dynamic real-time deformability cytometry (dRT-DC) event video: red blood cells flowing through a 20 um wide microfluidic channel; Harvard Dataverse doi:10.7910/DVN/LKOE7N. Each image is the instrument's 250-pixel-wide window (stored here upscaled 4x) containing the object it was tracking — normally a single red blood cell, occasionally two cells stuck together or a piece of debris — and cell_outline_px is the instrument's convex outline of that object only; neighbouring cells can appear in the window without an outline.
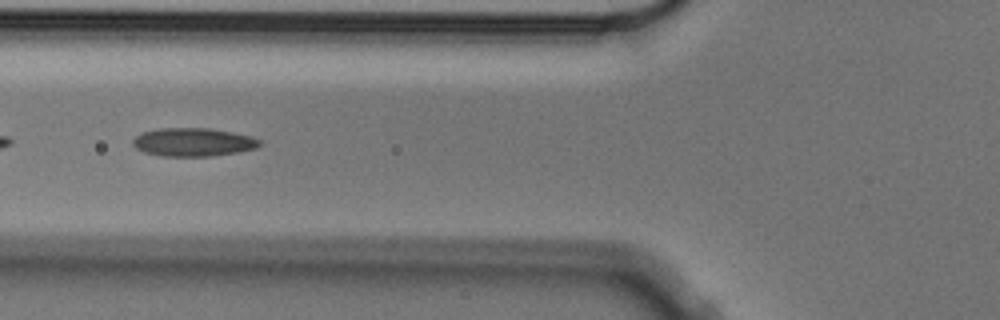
{"species": "Egyptian fruit bat (a non-hibernating species)", "species_latin": "Rousettus aegyptiacus", "temperature_condition": "cold", "stored_images_in_passage": 8, "camera_frame_rate_fps": 3000, "um_per_image_px": 0.085, "animal": {"sex": "male"}, "frame": {"image": 1, "passage_image": 4, "time_ms": 1.0, "image_size_px": [1000, 320], "cell_outline_px": [[260, 144], [256, 148], [240, 152], [212, 156], [160, 156], [144, 152], [136, 148], [132, 144], [132, 140], [136, 136], [144, 132], [160, 128], [208, 128], [232, 132], [252, 136], [260, 140]], "centroid_in_image_um": [16.43, 12.09], "position_along_channel_um": 109.4, "area_um2": 20.98}}
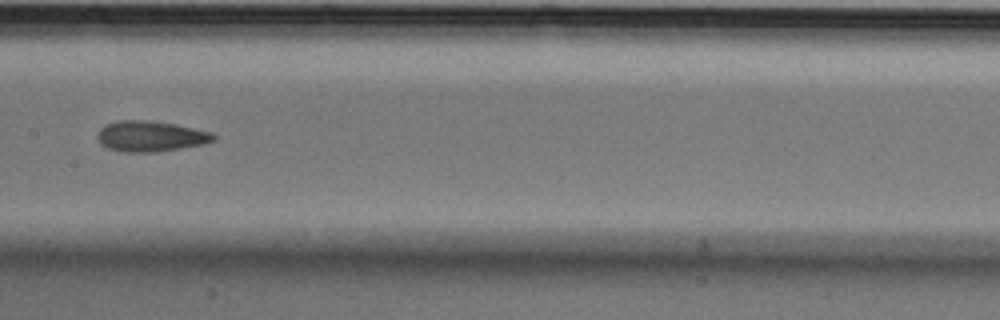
{"frame": {"image": 2, "passage_image": 6, "time_ms": 1.667, "image_size_px": [1000, 320], "cell_outline_px": [[216, 140], [204, 144], [160, 152], [124, 152], [108, 148], [100, 144], [96, 136], [100, 128], [104, 124], [116, 120], [148, 120], [172, 124], [212, 132], [216, 136]], "centroid_in_image_um": [12.77, 11.59], "position_along_channel_um": 194.6, "area_um2": 20.92}}
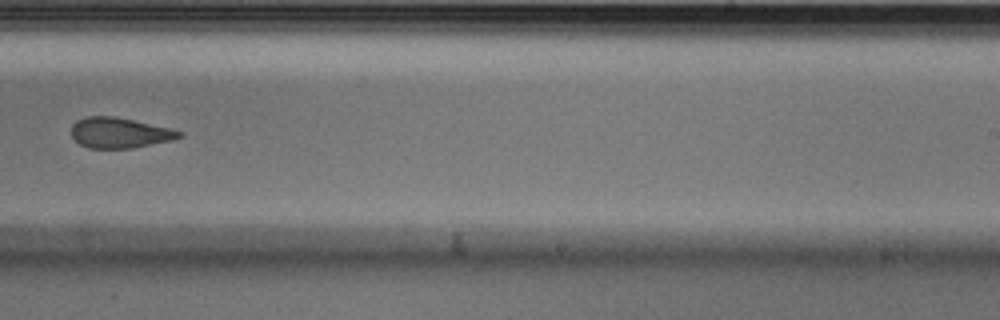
{"frame": {"image": 3, "passage_image": 8, "time_ms": 2.333, "image_size_px": [1000, 320], "cell_outline_px": [[184, 136], [172, 140], [132, 148], [88, 148], [80, 144], [72, 136], [72, 124], [76, 120], [84, 116], [112, 116], [132, 120], [168, 128], [184, 132]], "centroid_in_image_um": [10.15, 11.29], "position_along_channel_um": 278.9, "area_um2": 19.02}}